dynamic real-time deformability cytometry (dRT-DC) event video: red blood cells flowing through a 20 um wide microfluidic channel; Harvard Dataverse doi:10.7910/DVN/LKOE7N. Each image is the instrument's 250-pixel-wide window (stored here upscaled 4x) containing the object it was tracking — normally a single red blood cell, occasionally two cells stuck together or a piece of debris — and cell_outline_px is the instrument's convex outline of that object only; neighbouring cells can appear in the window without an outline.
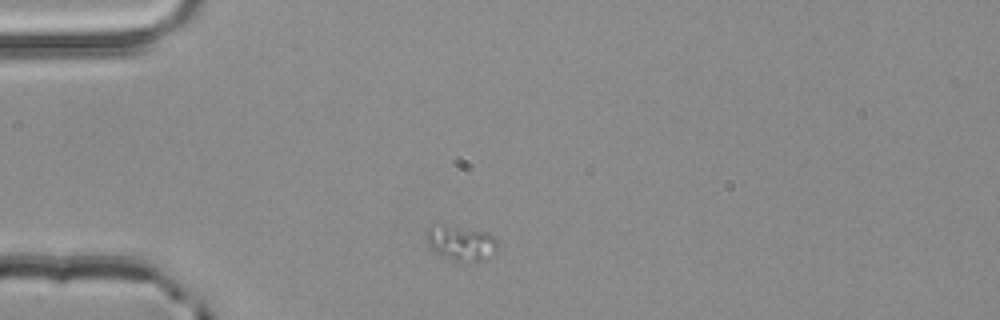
{"species": "common noctule bat (a hibernating species)", "species_latin": "Nyctalus noctula", "temperature_condition": "room temperature", "stored_images_in_passage": 4, "camera_frame_rate_fps": 3000, "um_per_image_px": 0.085, "animal": {"sex": "male", "body_mass_g": 20.4}, "frame": {"image": 1, "passage_image": 4, "time_ms": 1.0, "image_size_px": [1000, 320], "cell_outline_px": [[500, 244], [496, 252], [484, 260], [456, 260], [436, 252], [428, 244], [428, 228], [432, 224], [444, 224], [488, 232], [500, 240]], "centroid_in_image_um": [39.27, 20.61], "position_along_channel_um": 45.7, "area_um2": 14.39}}